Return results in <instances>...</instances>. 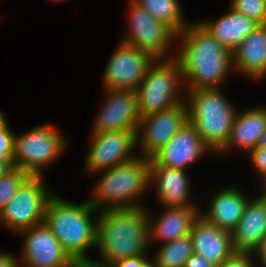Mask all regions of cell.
Listing matches in <instances>:
<instances>
[{"label": "cell", "mask_w": 266, "mask_h": 267, "mask_svg": "<svg viewBox=\"0 0 266 267\" xmlns=\"http://www.w3.org/2000/svg\"><path fill=\"white\" fill-rule=\"evenodd\" d=\"M176 40L180 48L174 55L181 67L185 90L221 89L229 72L234 70L233 53L199 21L190 23Z\"/></svg>", "instance_id": "1"}, {"label": "cell", "mask_w": 266, "mask_h": 267, "mask_svg": "<svg viewBox=\"0 0 266 267\" xmlns=\"http://www.w3.org/2000/svg\"><path fill=\"white\" fill-rule=\"evenodd\" d=\"M96 250L100 267L117 260L146 255L149 224L144 207L105 209L97 215Z\"/></svg>", "instance_id": "2"}, {"label": "cell", "mask_w": 266, "mask_h": 267, "mask_svg": "<svg viewBox=\"0 0 266 267\" xmlns=\"http://www.w3.org/2000/svg\"><path fill=\"white\" fill-rule=\"evenodd\" d=\"M97 215L88 201L76 203L54 194L47 203L44 222L73 260H91L85 253L96 249Z\"/></svg>", "instance_id": "3"}, {"label": "cell", "mask_w": 266, "mask_h": 267, "mask_svg": "<svg viewBox=\"0 0 266 267\" xmlns=\"http://www.w3.org/2000/svg\"><path fill=\"white\" fill-rule=\"evenodd\" d=\"M101 173L89 203L97 210L144 207L138 200L150 186V159L136 155Z\"/></svg>", "instance_id": "4"}, {"label": "cell", "mask_w": 266, "mask_h": 267, "mask_svg": "<svg viewBox=\"0 0 266 267\" xmlns=\"http://www.w3.org/2000/svg\"><path fill=\"white\" fill-rule=\"evenodd\" d=\"M218 89L185 90L188 122L217 154L227 143L237 110Z\"/></svg>", "instance_id": "5"}, {"label": "cell", "mask_w": 266, "mask_h": 267, "mask_svg": "<svg viewBox=\"0 0 266 267\" xmlns=\"http://www.w3.org/2000/svg\"><path fill=\"white\" fill-rule=\"evenodd\" d=\"M136 94L141 118L185 101L183 75L178 60L175 57L155 59L136 89Z\"/></svg>", "instance_id": "6"}, {"label": "cell", "mask_w": 266, "mask_h": 267, "mask_svg": "<svg viewBox=\"0 0 266 267\" xmlns=\"http://www.w3.org/2000/svg\"><path fill=\"white\" fill-rule=\"evenodd\" d=\"M67 143L68 140L54 125L42 124L22 135L15 134L14 168L31 176H43L44 168L59 159L66 150Z\"/></svg>", "instance_id": "7"}, {"label": "cell", "mask_w": 266, "mask_h": 267, "mask_svg": "<svg viewBox=\"0 0 266 267\" xmlns=\"http://www.w3.org/2000/svg\"><path fill=\"white\" fill-rule=\"evenodd\" d=\"M43 181V176L30 175L0 211V224L18 234L44 222L47 203L55 193Z\"/></svg>", "instance_id": "8"}, {"label": "cell", "mask_w": 266, "mask_h": 267, "mask_svg": "<svg viewBox=\"0 0 266 267\" xmlns=\"http://www.w3.org/2000/svg\"><path fill=\"white\" fill-rule=\"evenodd\" d=\"M128 14V31L123 34L122 42L149 54L154 59L175 57L168 53L177 37L170 27L154 18L133 0H129Z\"/></svg>", "instance_id": "9"}, {"label": "cell", "mask_w": 266, "mask_h": 267, "mask_svg": "<svg viewBox=\"0 0 266 267\" xmlns=\"http://www.w3.org/2000/svg\"><path fill=\"white\" fill-rule=\"evenodd\" d=\"M90 137L84 166L89 174L108 170L136 157L132 152L138 144L135 130L92 133Z\"/></svg>", "instance_id": "10"}, {"label": "cell", "mask_w": 266, "mask_h": 267, "mask_svg": "<svg viewBox=\"0 0 266 267\" xmlns=\"http://www.w3.org/2000/svg\"><path fill=\"white\" fill-rule=\"evenodd\" d=\"M187 122L185 101L141 118L137 130L139 155L151 159Z\"/></svg>", "instance_id": "11"}, {"label": "cell", "mask_w": 266, "mask_h": 267, "mask_svg": "<svg viewBox=\"0 0 266 267\" xmlns=\"http://www.w3.org/2000/svg\"><path fill=\"white\" fill-rule=\"evenodd\" d=\"M154 60L149 54L120 41L106 65L104 89L136 90Z\"/></svg>", "instance_id": "12"}, {"label": "cell", "mask_w": 266, "mask_h": 267, "mask_svg": "<svg viewBox=\"0 0 266 267\" xmlns=\"http://www.w3.org/2000/svg\"><path fill=\"white\" fill-rule=\"evenodd\" d=\"M17 235L24 236L19 261L21 267H67L74 261L45 222L24 229Z\"/></svg>", "instance_id": "13"}, {"label": "cell", "mask_w": 266, "mask_h": 267, "mask_svg": "<svg viewBox=\"0 0 266 267\" xmlns=\"http://www.w3.org/2000/svg\"><path fill=\"white\" fill-rule=\"evenodd\" d=\"M105 103L94 120L91 133L138 130L141 117L136 90L105 89Z\"/></svg>", "instance_id": "14"}, {"label": "cell", "mask_w": 266, "mask_h": 267, "mask_svg": "<svg viewBox=\"0 0 266 267\" xmlns=\"http://www.w3.org/2000/svg\"><path fill=\"white\" fill-rule=\"evenodd\" d=\"M213 151L187 122L152 159L160 166L184 169Z\"/></svg>", "instance_id": "15"}, {"label": "cell", "mask_w": 266, "mask_h": 267, "mask_svg": "<svg viewBox=\"0 0 266 267\" xmlns=\"http://www.w3.org/2000/svg\"><path fill=\"white\" fill-rule=\"evenodd\" d=\"M187 176L184 169L160 166L152 158L150 159L149 184H154L157 200L162 206H198L190 198L191 185Z\"/></svg>", "instance_id": "16"}, {"label": "cell", "mask_w": 266, "mask_h": 267, "mask_svg": "<svg viewBox=\"0 0 266 267\" xmlns=\"http://www.w3.org/2000/svg\"><path fill=\"white\" fill-rule=\"evenodd\" d=\"M190 234L194 253L217 266L236 252L231 232L218 228L202 215L194 221Z\"/></svg>", "instance_id": "17"}, {"label": "cell", "mask_w": 266, "mask_h": 267, "mask_svg": "<svg viewBox=\"0 0 266 267\" xmlns=\"http://www.w3.org/2000/svg\"><path fill=\"white\" fill-rule=\"evenodd\" d=\"M231 236L236 252L254 254L266 242V209L258 197L248 200Z\"/></svg>", "instance_id": "18"}, {"label": "cell", "mask_w": 266, "mask_h": 267, "mask_svg": "<svg viewBox=\"0 0 266 267\" xmlns=\"http://www.w3.org/2000/svg\"><path fill=\"white\" fill-rule=\"evenodd\" d=\"M164 208V213L161 212L157 218L146 210L150 245L155 240L164 244L188 235L201 212L199 206Z\"/></svg>", "instance_id": "19"}, {"label": "cell", "mask_w": 266, "mask_h": 267, "mask_svg": "<svg viewBox=\"0 0 266 267\" xmlns=\"http://www.w3.org/2000/svg\"><path fill=\"white\" fill-rule=\"evenodd\" d=\"M220 189L210 199L208 209L202 210L200 215L218 228L232 232L242 218L250 197L235 186Z\"/></svg>", "instance_id": "20"}, {"label": "cell", "mask_w": 266, "mask_h": 267, "mask_svg": "<svg viewBox=\"0 0 266 267\" xmlns=\"http://www.w3.org/2000/svg\"><path fill=\"white\" fill-rule=\"evenodd\" d=\"M233 69L254 81L266 76V24H259L233 52Z\"/></svg>", "instance_id": "21"}, {"label": "cell", "mask_w": 266, "mask_h": 267, "mask_svg": "<svg viewBox=\"0 0 266 267\" xmlns=\"http://www.w3.org/2000/svg\"><path fill=\"white\" fill-rule=\"evenodd\" d=\"M241 112V113H240ZM237 112L229 139L217 154H227L234 148L252 151L258 146L260 136L266 128V106H256Z\"/></svg>", "instance_id": "22"}, {"label": "cell", "mask_w": 266, "mask_h": 267, "mask_svg": "<svg viewBox=\"0 0 266 267\" xmlns=\"http://www.w3.org/2000/svg\"><path fill=\"white\" fill-rule=\"evenodd\" d=\"M229 8L228 12L217 20H202L199 23L233 53L242 41L258 27L259 23Z\"/></svg>", "instance_id": "23"}, {"label": "cell", "mask_w": 266, "mask_h": 267, "mask_svg": "<svg viewBox=\"0 0 266 267\" xmlns=\"http://www.w3.org/2000/svg\"><path fill=\"white\" fill-rule=\"evenodd\" d=\"M146 9L154 18L170 27L177 35L190 23H185L178 0H133Z\"/></svg>", "instance_id": "24"}, {"label": "cell", "mask_w": 266, "mask_h": 267, "mask_svg": "<svg viewBox=\"0 0 266 267\" xmlns=\"http://www.w3.org/2000/svg\"><path fill=\"white\" fill-rule=\"evenodd\" d=\"M194 253L191 234L161 244L151 258L156 267H184Z\"/></svg>", "instance_id": "25"}, {"label": "cell", "mask_w": 266, "mask_h": 267, "mask_svg": "<svg viewBox=\"0 0 266 267\" xmlns=\"http://www.w3.org/2000/svg\"><path fill=\"white\" fill-rule=\"evenodd\" d=\"M29 176L23 170L12 168L0 178V211L15 196L18 188Z\"/></svg>", "instance_id": "26"}, {"label": "cell", "mask_w": 266, "mask_h": 267, "mask_svg": "<svg viewBox=\"0 0 266 267\" xmlns=\"http://www.w3.org/2000/svg\"><path fill=\"white\" fill-rule=\"evenodd\" d=\"M230 7L259 24H266V0H230Z\"/></svg>", "instance_id": "27"}, {"label": "cell", "mask_w": 266, "mask_h": 267, "mask_svg": "<svg viewBox=\"0 0 266 267\" xmlns=\"http://www.w3.org/2000/svg\"><path fill=\"white\" fill-rule=\"evenodd\" d=\"M14 136L8 125L0 130V164H14Z\"/></svg>", "instance_id": "28"}, {"label": "cell", "mask_w": 266, "mask_h": 267, "mask_svg": "<svg viewBox=\"0 0 266 267\" xmlns=\"http://www.w3.org/2000/svg\"><path fill=\"white\" fill-rule=\"evenodd\" d=\"M250 153L251 164L263 183L266 180V147L257 146Z\"/></svg>", "instance_id": "29"}, {"label": "cell", "mask_w": 266, "mask_h": 267, "mask_svg": "<svg viewBox=\"0 0 266 267\" xmlns=\"http://www.w3.org/2000/svg\"><path fill=\"white\" fill-rule=\"evenodd\" d=\"M253 257H255V255L252 253L235 252L218 267H256V265H254L256 264L255 258Z\"/></svg>", "instance_id": "30"}, {"label": "cell", "mask_w": 266, "mask_h": 267, "mask_svg": "<svg viewBox=\"0 0 266 267\" xmlns=\"http://www.w3.org/2000/svg\"><path fill=\"white\" fill-rule=\"evenodd\" d=\"M146 255L124 258L115 261L109 267H143L151 258Z\"/></svg>", "instance_id": "31"}, {"label": "cell", "mask_w": 266, "mask_h": 267, "mask_svg": "<svg viewBox=\"0 0 266 267\" xmlns=\"http://www.w3.org/2000/svg\"><path fill=\"white\" fill-rule=\"evenodd\" d=\"M184 267H218L214 263L206 260L204 257L193 253L186 261Z\"/></svg>", "instance_id": "32"}, {"label": "cell", "mask_w": 266, "mask_h": 267, "mask_svg": "<svg viewBox=\"0 0 266 267\" xmlns=\"http://www.w3.org/2000/svg\"><path fill=\"white\" fill-rule=\"evenodd\" d=\"M8 252L0 251V267H21L19 257Z\"/></svg>", "instance_id": "33"}, {"label": "cell", "mask_w": 266, "mask_h": 267, "mask_svg": "<svg viewBox=\"0 0 266 267\" xmlns=\"http://www.w3.org/2000/svg\"><path fill=\"white\" fill-rule=\"evenodd\" d=\"M255 258L257 259L261 267H266V242L254 253Z\"/></svg>", "instance_id": "34"}, {"label": "cell", "mask_w": 266, "mask_h": 267, "mask_svg": "<svg viewBox=\"0 0 266 267\" xmlns=\"http://www.w3.org/2000/svg\"><path fill=\"white\" fill-rule=\"evenodd\" d=\"M67 267H100L95 260H74Z\"/></svg>", "instance_id": "35"}, {"label": "cell", "mask_w": 266, "mask_h": 267, "mask_svg": "<svg viewBox=\"0 0 266 267\" xmlns=\"http://www.w3.org/2000/svg\"><path fill=\"white\" fill-rule=\"evenodd\" d=\"M12 168H14V164H0V178Z\"/></svg>", "instance_id": "36"}, {"label": "cell", "mask_w": 266, "mask_h": 267, "mask_svg": "<svg viewBox=\"0 0 266 267\" xmlns=\"http://www.w3.org/2000/svg\"><path fill=\"white\" fill-rule=\"evenodd\" d=\"M8 125L7 118L5 117V114L3 111H0V130Z\"/></svg>", "instance_id": "37"}, {"label": "cell", "mask_w": 266, "mask_h": 267, "mask_svg": "<svg viewBox=\"0 0 266 267\" xmlns=\"http://www.w3.org/2000/svg\"><path fill=\"white\" fill-rule=\"evenodd\" d=\"M261 188H263L262 189L263 191L257 197L263 202V205L265 206L266 209V188L263 185Z\"/></svg>", "instance_id": "38"}, {"label": "cell", "mask_w": 266, "mask_h": 267, "mask_svg": "<svg viewBox=\"0 0 266 267\" xmlns=\"http://www.w3.org/2000/svg\"><path fill=\"white\" fill-rule=\"evenodd\" d=\"M258 146L266 147V128H265V131L260 136Z\"/></svg>", "instance_id": "39"}, {"label": "cell", "mask_w": 266, "mask_h": 267, "mask_svg": "<svg viewBox=\"0 0 266 267\" xmlns=\"http://www.w3.org/2000/svg\"><path fill=\"white\" fill-rule=\"evenodd\" d=\"M143 267H156L153 260H149Z\"/></svg>", "instance_id": "40"}, {"label": "cell", "mask_w": 266, "mask_h": 267, "mask_svg": "<svg viewBox=\"0 0 266 267\" xmlns=\"http://www.w3.org/2000/svg\"><path fill=\"white\" fill-rule=\"evenodd\" d=\"M262 185L266 188V180L262 183Z\"/></svg>", "instance_id": "41"}]
</instances>
